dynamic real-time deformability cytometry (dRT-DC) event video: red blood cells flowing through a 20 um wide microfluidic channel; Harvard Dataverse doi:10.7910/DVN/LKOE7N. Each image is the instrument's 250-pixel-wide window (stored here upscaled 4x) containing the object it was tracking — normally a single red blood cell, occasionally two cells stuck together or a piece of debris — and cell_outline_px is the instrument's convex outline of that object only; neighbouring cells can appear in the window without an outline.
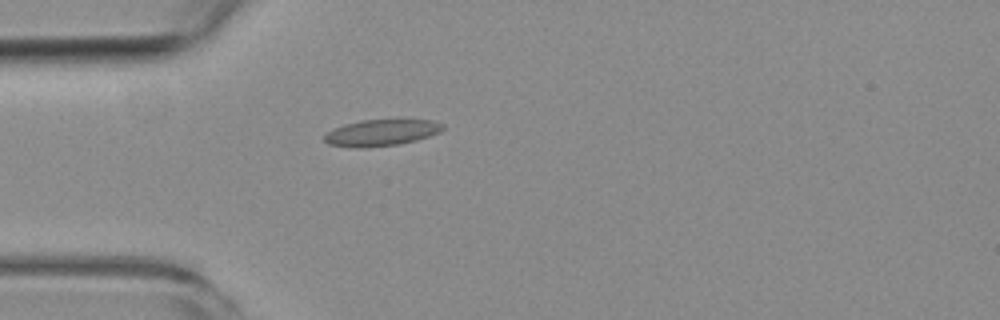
{"species": "common noctule bat (a hibernating species)", "species_latin": "Nyctalus noctula", "temperature_condition": "room temperature", "stored_images_in_passage": 4, "camera_frame_rate_fps": 3000, "um_per_image_px": 0.085, "animal": {"sex": "female", "body_mass_g": 19.3, "forearm_length_mm": 54.1}, "frame": {"image": 1, "passage_image": 4, "time_ms": 5.0, "image_size_px": [1000, 320], "cell_outline_px": [[444, 128], [440, 132], [416, 140], [400, 144], [364, 148], [356, 148], [328, 144], [324, 140], [324, 136], [328, 132], [344, 124], [360, 120], [432, 120], [444, 124]], "centroid_in_image_um": [32.42, 11.28], "position_along_channel_um": 52.6, "area_um2": 18.15}}